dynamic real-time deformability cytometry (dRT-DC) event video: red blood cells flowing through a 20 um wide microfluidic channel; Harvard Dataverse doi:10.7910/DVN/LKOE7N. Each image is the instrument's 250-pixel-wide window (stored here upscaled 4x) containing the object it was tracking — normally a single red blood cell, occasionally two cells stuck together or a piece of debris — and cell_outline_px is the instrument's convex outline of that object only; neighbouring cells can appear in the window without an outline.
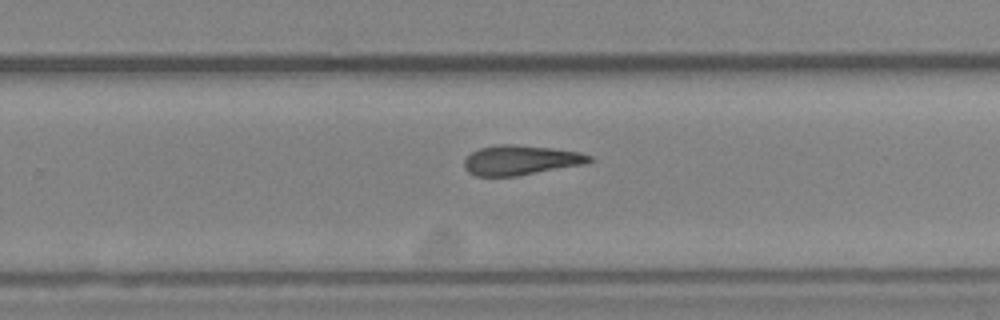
{"species": "Egyptian fruit bat (a non-hibernating species)", "species_latin": "Rousettus aegyptiacus", "temperature_condition": "cold", "stored_images_in_passage": 9, "camera_frame_rate_fps": 3000, "um_per_image_px": 0.085, "animal": {"sex": "female"}, "frame": {"image": 1, "passage_image": 9, "time_ms": 10.0, "image_size_px": [1000, 320], "cell_outline_px": [[592, 160], [588, 164], [516, 176], [476, 176], [468, 172], [464, 168], [464, 160], [472, 152], [480, 148], [496, 144], [512, 144], [552, 148], [580, 152], [592, 156]], "centroid_in_image_um": [44.28, 13.61], "position_along_channel_um": 285.5, "area_um2": 21.85}}